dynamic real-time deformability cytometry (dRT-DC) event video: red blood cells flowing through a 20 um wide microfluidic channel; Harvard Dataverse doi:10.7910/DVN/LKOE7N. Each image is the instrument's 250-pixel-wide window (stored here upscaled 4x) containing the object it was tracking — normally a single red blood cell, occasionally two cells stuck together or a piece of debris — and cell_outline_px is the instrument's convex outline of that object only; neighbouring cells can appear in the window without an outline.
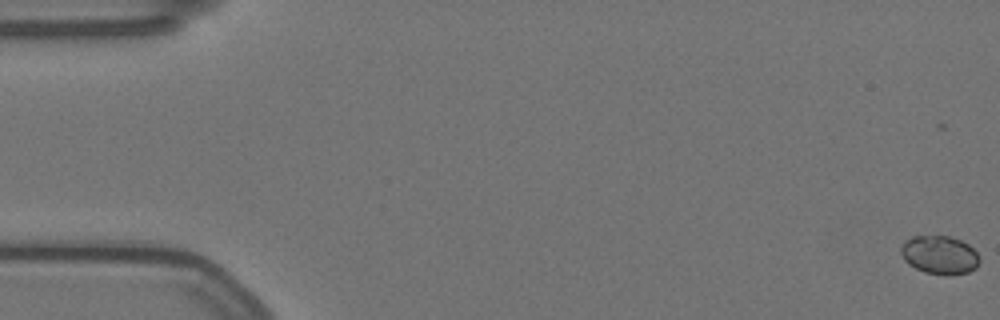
{"species": "Egyptian fruit bat (a non-hibernating species)", "species_latin": "Rousettus aegyptiacus", "temperature_condition": "warm", "stored_images_in_passage": 59, "camera_frame_rate_fps": 3000, "um_per_image_px": 0.085, "animal": {"sex": "female"}, "frame": {"image": 1, "passage_image": 1, "time_ms": 0.0, "image_size_px": [1000, 320], "cell_outline_px": [[980, 260], [976, 268], [968, 272], [948, 276], [944, 276], [924, 272], [908, 264], [904, 260], [900, 252], [900, 248], [904, 240], [912, 236], [948, 236], [960, 240], [968, 244], [980, 256]], "centroid_in_image_um": [79.85, 21.68], "position_along_channel_um": 5.1, "area_um2": 17.86}}
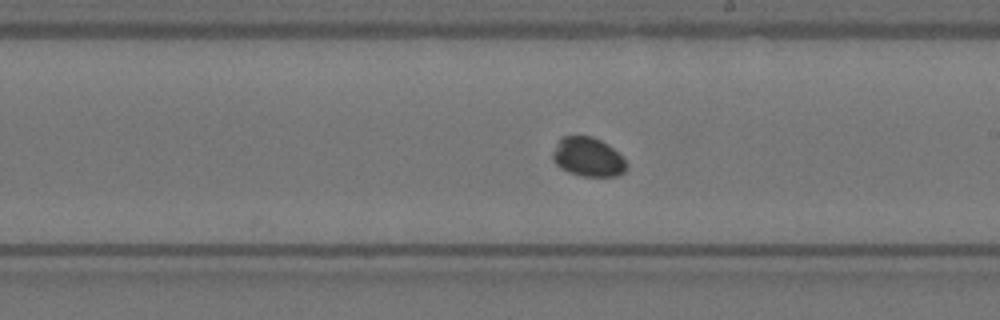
{"frame": {"image": 2, "passage_image": 34, "time_ms": 11.0, "image_size_px": [1000, 320], "cell_outline_px": [[628, 168], [624, 172], [616, 176], [580, 176], [568, 172], [560, 168], [552, 160], [552, 152], [560, 136], [592, 136], [608, 144], [628, 164]], "centroid_in_image_um": [49.94, 13.35], "position_along_channel_um": 239.1, "area_um2": 16.94}}
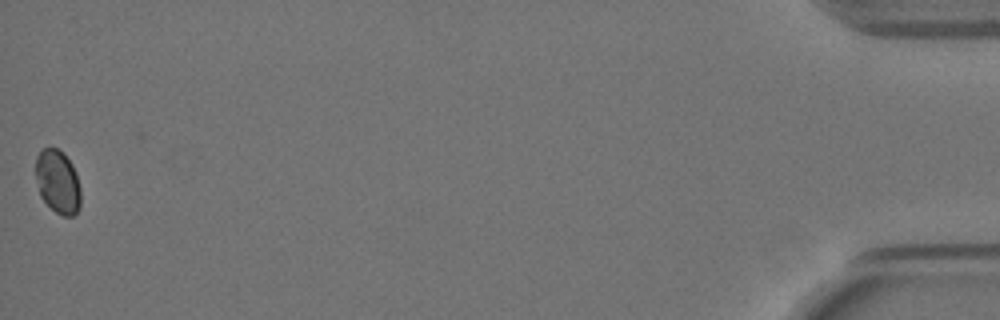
{"frame": {"image": 3, "passage_image": 59, "time_ms": 19.333, "image_size_px": [1000, 320], "cell_outline_px": [[80, 208], [72, 216], [64, 216], [56, 212], [40, 196], [36, 176], [36, 156], [44, 148], [56, 148], [64, 152], [72, 164], [76, 172], [80, 188]], "centroid_in_image_um": [4.93, 15.43], "position_along_channel_um": 430.3, "area_um2": 16.59}, "authors_computed_cell_mechanics": {"area_um2": 16.9932, "velocity_mm_per_s": 3.4839, "shape_relaxation_time_tau1_ms": 3.0935, "shape_relaxation_time_tau2_ms": null, "deformation_change_tau1": 0.0461, "deformation_change_tau2": null}}